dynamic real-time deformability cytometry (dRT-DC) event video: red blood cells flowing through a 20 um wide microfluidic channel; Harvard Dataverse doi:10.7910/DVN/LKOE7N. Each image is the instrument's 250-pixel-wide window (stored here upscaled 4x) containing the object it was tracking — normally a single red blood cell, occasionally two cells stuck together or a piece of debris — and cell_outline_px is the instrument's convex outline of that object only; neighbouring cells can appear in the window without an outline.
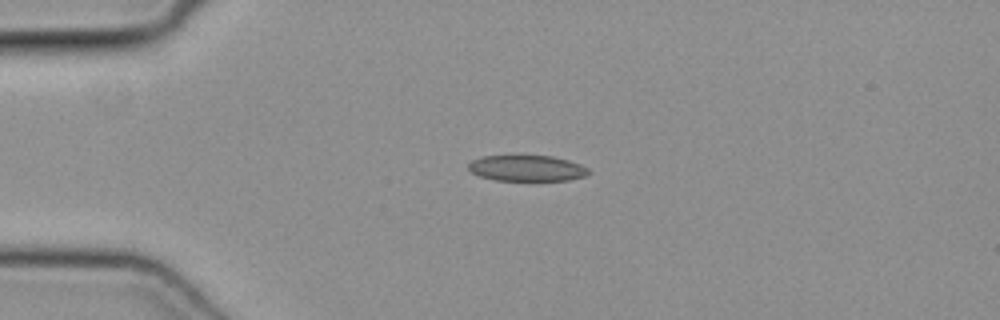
{"species": "common noctule bat (a hibernating species)", "species_latin": "Nyctalus noctula", "temperature_condition": "cold", "stored_images_in_passage": 44, "camera_frame_rate_fps": 3000, "um_per_image_px": 0.085, "animal": {"sex": "female", "body_mass_g": 19.3, "forearm_length_mm": 54.1}, "frame": {"image": 1, "passage_image": 12, "time_ms": 3.667, "image_size_px": [1000, 320], "cell_outline_px": [[592, 172], [588, 176], [568, 180], [496, 180], [480, 176], [472, 172], [468, 168], [468, 164], [472, 160], [484, 156], [512, 152], [552, 156], [568, 160], [580, 164], [588, 168]], "centroid_in_image_um": [44.79, 14.24], "position_along_channel_um": 40.2, "area_um2": 19.07}}
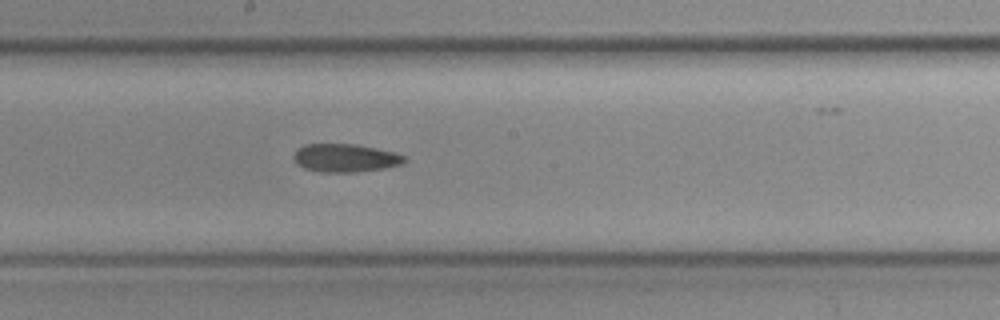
{"frame": {"image": 2, "passage_image": 27, "time_ms": 8.667, "image_size_px": [1000, 320], "cell_outline_px": [[408, 160], [404, 164], [384, 168], [356, 172], [320, 172], [304, 168], [296, 164], [292, 156], [296, 148], [304, 144], [356, 144], [392, 152], [404, 156]], "centroid_in_image_um": [29.31, 13.43], "position_along_channel_um": 218.9, "area_um2": 18.32}}
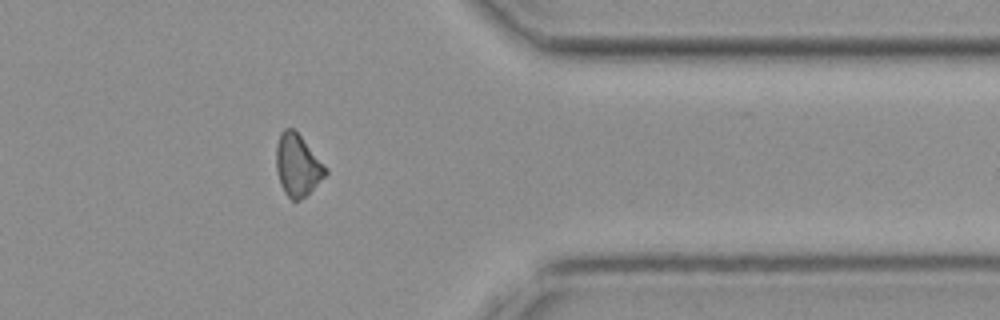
{"frame": {"image": 3, "passage_image": 40, "time_ms": 13.0, "image_size_px": [1000, 320], "cell_outline_px": [[328, 172], [300, 200], [292, 200], [284, 192], [280, 184], [276, 172], [276, 144], [280, 132], [284, 128], [292, 128], [300, 136], [328, 168]], "centroid_in_image_um": [25.26, 14.02], "position_along_channel_um": 386.1, "area_um2": 17.57}}